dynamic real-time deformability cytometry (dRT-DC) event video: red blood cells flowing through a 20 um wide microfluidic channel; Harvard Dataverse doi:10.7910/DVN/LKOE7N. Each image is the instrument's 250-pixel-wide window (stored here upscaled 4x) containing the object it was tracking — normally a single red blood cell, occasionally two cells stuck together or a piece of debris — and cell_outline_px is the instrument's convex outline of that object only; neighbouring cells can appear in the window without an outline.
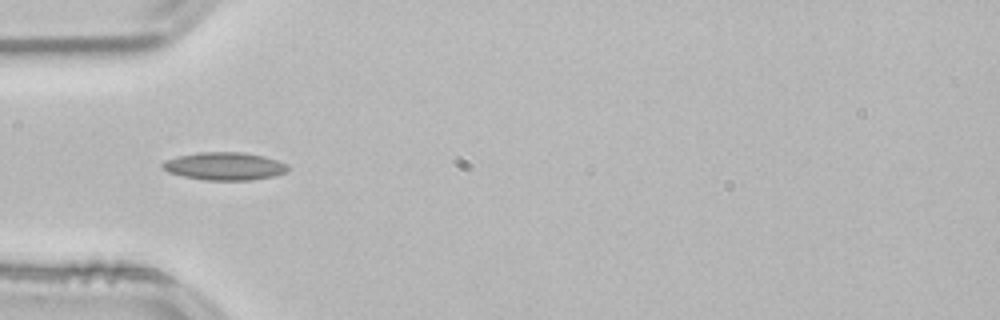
{"species": "common noctule bat (a hibernating species)", "species_latin": "Nyctalus noctula", "temperature_condition": "room temperature", "stored_images_in_passage": 52, "camera_frame_rate_fps": 3000, "um_per_image_px": 0.085, "animal": {"sex": "male", "body_mass_g": 21.5, "forearm_length_mm": 52.0}, "frame": {"image": 1, "passage_image": 16, "time_ms": 5.0, "image_size_px": [1000, 320], "cell_outline_px": [[288, 172], [272, 176], [248, 180], [204, 180], [184, 176], [168, 172], [160, 164], [164, 160], [176, 156], [196, 152], [244, 152], [264, 156], [288, 164]], "centroid_in_image_um": [19.06, 14.11], "position_along_channel_um": 65.9, "area_um2": 20.4}, "authors_computed_cell_mechanics": {"area_um2": 17.9758, "velocity_mm_per_s": 3.8378, "shape_relaxation_time_tau1_ms": null, "shape_relaxation_time_tau2_ms": 2.7757, "deformation_change_tau1": null, "deformation_change_tau2": 0.0948}}